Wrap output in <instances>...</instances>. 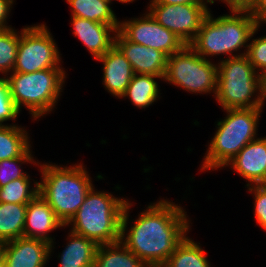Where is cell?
Returning <instances> with one entry per match:
<instances>
[{
  "label": "cell",
  "mask_w": 266,
  "mask_h": 267,
  "mask_svg": "<svg viewBox=\"0 0 266 267\" xmlns=\"http://www.w3.org/2000/svg\"><path fill=\"white\" fill-rule=\"evenodd\" d=\"M131 206L128 200L121 217L120 241L148 267H161L190 230L187 212L162 199L148 205L127 230Z\"/></svg>",
  "instance_id": "obj_1"
},
{
  "label": "cell",
  "mask_w": 266,
  "mask_h": 267,
  "mask_svg": "<svg viewBox=\"0 0 266 267\" xmlns=\"http://www.w3.org/2000/svg\"><path fill=\"white\" fill-rule=\"evenodd\" d=\"M231 15L224 14L217 18L209 12L203 20L195 39L189 46L207 60L209 56L228 54L230 57L246 55L238 52L247 48L249 40L259 29L249 10H230Z\"/></svg>",
  "instance_id": "obj_2"
},
{
  "label": "cell",
  "mask_w": 266,
  "mask_h": 267,
  "mask_svg": "<svg viewBox=\"0 0 266 267\" xmlns=\"http://www.w3.org/2000/svg\"><path fill=\"white\" fill-rule=\"evenodd\" d=\"M39 166L42 173L39 194L66 225L94 187L91 177L81 163L63 167L49 162Z\"/></svg>",
  "instance_id": "obj_3"
},
{
  "label": "cell",
  "mask_w": 266,
  "mask_h": 267,
  "mask_svg": "<svg viewBox=\"0 0 266 267\" xmlns=\"http://www.w3.org/2000/svg\"><path fill=\"white\" fill-rule=\"evenodd\" d=\"M95 187L87 193L76 214L65 225L72 232L100 244L120 241L121 217L128 199L118 198Z\"/></svg>",
  "instance_id": "obj_4"
},
{
  "label": "cell",
  "mask_w": 266,
  "mask_h": 267,
  "mask_svg": "<svg viewBox=\"0 0 266 267\" xmlns=\"http://www.w3.org/2000/svg\"><path fill=\"white\" fill-rule=\"evenodd\" d=\"M224 110L227 115L217 122V131L208 144L201 171L226 167L248 143L257 139L263 108Z\"/></svg>",
  "instance_id": "obj_5"
},
{
  "label": "cell",
  "mask_w": 266,
  "mask_h": 267,
  "mask_svg": "<svg viewBox=\"0 0 266 267\" xmlns=\"http://www.w3.org/2000/svg\"><path fill=\"white\" fill-rule=\"evenodd\" d=\"M214 96L223 109L263 108V77L245 55L228 57L218 62L217 93Z\"/></svg>",
  "instance_id": "obj_6"
},
{
  "label": "cell",
  "mask_w": 266,
  "mask_h": 267,
  "mask_svg": "<svg viewBox=\"0 0 266 267\" xmlns=\"http://www.w3.org/2000/svg\"><path fill=\"white\" fill-rule=\"evenodd\" d=\"M65 73L63 68H49L8 74L10 94L18 110L26 106L34 120L49 114L63 90Z\"/></svg>",
  "instance_id": "obj_7"
},
{
  "label": "cell",
  "mask_w": 266,
  "mask_h": 267,
  "mask_svg": "<svg viewBox=\"0 0 266 267\" xmlns=\"http://www.w3.org/2000/svg\"><path fill=\"white\" fill-rule=\"evenodd\" d=\"M164 80L182 90L217 93L218 65L199 56L189 45L167 57Z\"/></svg>",
  "instance_id": "obj_8"
},
{
  "label": "cell",
  "mask_w": 266,
  "mask_h": 267,
  "mask_svg": "<svg viewBox=\"0 0 266 267\" xmlns=\"http://www.w3.org/2000/svg\"><path fill=\"white\" fill-rule=\"evenodd\" d=\"M13 72L31 73L62 68L60 52L45 24L27 26L20 31Z\"/></svg>",
  "instance_id": "obj_9"
},
{
  "label": "cell",
  "mask_w": 266,
  "mask_h": 267,
  "mask_svg": "<svg viewBox=\"0 0 266 267\" xmlns=\"http://www.w3.org/2000/svg\"><path fill=\"white\" fill-rule=\"evenodd\" d=\"M148 12L163 27L189 45L196 37L210 9L206 4H149Z\"/></svg>",
  "instance_id": "obj_10"
},
{
  "label": "cell",
  "mask_w": 266,
  "mask_h": 267,
  "mask_svg": "<svg viewBox=\"0 0 266 267\" xmlns=\"http://www.w3.org/2000/svg\"><path fill=\"white\" fill-rule=\"evenodd\" d=\"M143 15L119 22L118 31L128 41L160 50L167 57L186 46L181 38L160 25L149 12Z\"/></svg>",
  "instance_id": "obj_11"
},
{
  "label": "cell",
  "mask_w": 266,
  "mask_h": 267,
  "mask_svg": "<svg viewBox=\"0 0 266 267\" xmlns=\"http://www.w3.org/2000/svg\"><path fill=\"white\" fill-rule=\"evenodd\" d=\"M114 45L130 62L134 74H151L164 80L167 56L160 50L128 41L119 31Z\"/></svg>",
  "instance_id": "obj_12"
},
{
  "label": "cell",
  "mask_w": 266,
  "mask_h": 267,
  "mask_svg": "<svg viewBox=\"0 0 266 267\" xmlns=\"http://www.w3.org/2000/svg\"><path fill=\"white\" fill-rule=\"evenodd\" d=\"M61 227H66L56 216L54 210L38 193L28 204L25 216L23 237L40 239L50 244V256L54 241L49 232Z\"/></svg>",
  "instance_id": "obj_13"
},
{
  "label": "cell",
  "mask_w": 266,
  "mask_h": 267,
  "mask_svg": "<svg viewBox=\"0 0 266 267\" xmlns=\"http://www.w3.org/2000/svg\"><path fill=\"white\" fill-rule=\"evenodd\" d=\"M49 256L48 242L27 237L7 241L3 251V261L7 267H44Z\"/></svg>",
  "instance_id": "obj_14"
},
{
  "label": "cell",
  "mask_w": 266,
  "mask_h": 267,
  "mask_svg": "<svg viewBox=\"0 0 266 267\" xmlns=\"http://www.w3.org/2000/svg\"><path fill=\"white\" fill-rule=\"evenodd\" d=\"M231 165L250 185H260L266 177V137L248 143L227 165Z\"/></svg>",
  "instance_id": "obj_15"
},
{
  "label": "cell",
  "mask_w": 266,
  "mask_h": 267,
  "mask_svg": "<svg viewBox=\"0 0 266 267\" xmlns=\"http://www.w3.org/2000/svg\"><path fill=\"white\" fill-rule=\"evenodd\" d=\"M95 60L103 63L105 89L118 99L121 98L134 75L130 62L115 45Z\"/></svg>",
  "instance_id": "obj_16"
},
{
  "label": "cell",
  "mask_w": 266,
  "mask_h": 267,
  "mask_svg": "<svg viewBox=\"0 0 266 267\" xmlns=\"http://www.w3.org/2000/svg\"><path fill=\"white\" fill-rule=\"evenodd\" d=\"M73 35L84 43L94 59L103 56L113 45L117 30L112 25L71 16ZM113 33L112 34L110 33Z\"/></svg>",
  "instance_id": "obj_17"
},
{
  "label": "cell",
  "mask_w": 266,
  "mask_h": 267,
  "mask_svg": "<svg viewBox=\"0 0 266 267\" xmlns=\"http://www.w3.org/2000/svg\"><path fill=\"white\" fill-rule=\"evenodd\" d=\"M67 239V245L58 256L59 267H93L98 244L72 231Z\"/></svg>",
  "instance_id": "obj_18"
},
{
  "label": "cell",
  "mask_w": 266,
  "mask_h": 267,
  "mask_svg": "<svg viewBox=\"0 0 266 267\" xmlns=\"http://www.w3.org/2000/svg\"><path fill=\"white\" fill-rule=\"evenodd\" d=\"M93 267H148L121 241L100 244L97 247Z\"/></svg>",
  "instance_id": "obj_19"
},
{
  "label": "cell",
  "mask_w": 266,
  "mask_h": 267,
  "mask_svg": "<svg viewBox=\"0 0 266 267\" xmlns=\"http://www.w3.org/2000/svg\"><path fill=\"white\" fill-rule=\"evenodd\" d=\"M71 7V16L112 25L117 31L119 22L109 3L102 0H66Z\"/></svg>",
  "instance_id": "obj_20"
},
{
  "label": "cell",
  "mask_w": 266,
  "mask_h": 267,
  "mask_svg": "<svg viewBox=\"0 0 266 267\" xmlns=\"http://www.w3.org/2000/svg\"><path fill=\"white\" fill-rule=\"evenodd\" d=\"M161 77L151 74H134L125 93L121 96L128 97L132 104L138 108H146L159 98V85L155 79Z\"/></svg>",
  "instance_id": "obj_21"
},
{
  "label": "cell",
  "mask_w": 266,
  "mask_h": 267,
  "mask_svg": "<svg viewBox=\"0 0 266 267\" xmlns=\"http://www.w3.org/2000/svg\"><path fill=\"white\" fill-rule=\"evenodd\" d=\"M27 204L0 202V240L23 237Z\"/></svg>",
  "instance_id": "obj_22"
},
{
  "label": "cell",
  "mask_w": 266,
  "mask_h": 267,
  "mask_svg": "<svg viewBox=\"0 0 266 267\" xmlns=\"http://www.w3.org/2000/svg\"><path fill=\"white\" fill-rule=\"evenodd\" d=\"M198 244L186 236L161 267H210L205 251Z\"/></svg>",
  "instance_id": "obj_23"
},
{
  "label": "cell",
  "mask_w": 266,
  "mask_h": 267,
  "mask_svg": "<svg viewBox=\"0 0 266 267\" xmlns=\"http://www.w3.org/2000/svg\"><path fill=\"white\" fill-rule=\"evenodd\" d=\"M27 132L15 124L0 126V161L20 157L31 146Z\"/></svg>",
  "instance_id": "obj_24"
},
{
  "label": "cell",
  "mask_w": 266,
  "mask_h": 267,
  "mask_svg": "<svg viewBox=\"0 0 266 267\" xmlns=\"http://www.w3.org/2000/svg\"><path fill=\"white\" fill-rule=\"evenodd\" d=\"M30 180L31 178L27 174L23 178H18L0 187V202L28 204L39 193V182L34 181L35 185L32 187Z\"/></svg>",
  "instance_id": "obj_25"
},
{
  "label": "cell",
  "mask_w": 266,
  "mask_h": 267,
  "mask_svg": "<svg viewBox=\"0 0 266 267\" xmlns=\"http://www.w3.org/2000/svg\"><path fill=\"white\" fill-rule=\"evenodd\" d=\"M19 33L13 28L0 31V73H12L17 56Z\"/></svg>",
  "instance_id": "obj_26"
},
{
  "label": "cell",
  "mask_w": 266,
  "mask_h": 267,
  "mask_svg": "<svg viewBox=\"0 0 266 267\" xmlns=\"http://www.w3.org/2000/svg\"><path fill=\"white\" fill-rule=\"evenodd\" d=\"M30 148L31 146L20 157L0 161V187L27 175L26 172L22 171L21 164L26 162L35 165L40 164L34 160Z\"/></svg>",
  "instance_id": "obj_27"
},
{
  "label": "cell",
  "mask_w": 266,
  "mask_h": 267,
  "mask_svg": "<svg viewBox=\"0 0 266 267\" xmlns=\"http://www.w3.org/2000/svg\"><path fill=\"white\" fill-rule=\"evenodd\" d=\"M244 52L257 73L262 77L266 76V36L253 38Z\"/></svg>",
  "instance_id": "obj_28"
},
{
  "label": "cell",
  "mask_w": 266,
  "mask_h": 267,
  "mask_svg": "<svg viewBox=\"0 0 266 267\" xmlns=\"http://www.w3.org/2000/svg\"><path fill=\"white\" fill-rule=\"evenodd\" d=\"M20 111L16 107L11 94L7 77L0 78V126L9 120L15 121Z\"/></svg>",
  "instance_id": "obj_29"
},
{
  "label": "cell",
  "mask_w": 266,
  "mask_h": 267,
  "mask_svg": "<svg viewBox=\"0 0 266 267\" xmlns=\"http://www.w3.org/2000/svg\"><path fill=\"white\" fill-rule=\"evenodd\" d=\"M249 192L254 194V216L257 223L266 230V186H247Z\"/></svg>",
  "instance_id": "obj_30"
},
{
  "label": "cell",
  "mask_w": 266,
  "mask_h": 267,
  "mask_svg": "<svg viewBox=\"0 0 266 267\" xmlns=\"http://www.w3.org/2000/svg\"><path fill=\"white\" fill-rule=\"evenodd\" d=\"M252 17L255 19L258 27L262 22L266 23V0H257L256 3L249 9Z\"/></svg>",
  "instance_id": "obj_31"
},
{
  "label": "cell",
  "mask_w": 266,
  "mask_h": 267,
  "mask_svg": "<svg viewBox=\"0 0 266 267\" xmlns=\"http://www.w3.org/2000/svg\"><path fill=\"white\" fill-rule=\"evenodd\" d=\"M14 0H0V31L12 28L8 26L7 20L9 17L10 8H12Z\"/></svg>",
  "instance_id": "obj_32"
},
{
  "label": "cell",
  "mask_w": 266,
  "mask_h": 267,
  "mask_svg": "<svg viewBox=\"0 0 266 267\" xmlns=\"http://www.w3.org/2000/svg\"><path fill=\"white\" fill-rule=\"evenodd\" d=\"M150 4H167V5H178V4H206L204 0H151Z\"/></svg>",
  "instance_id": "obj_33"
},
{
  "label": "cell",
  "mask_w": 266,
  "mask_h": 267,
  "mask_svg": "<svg viewBox=\"0 0 266 267\" xmlns=\"http://www.w3.org/2000/svg\"><path fill=\"white\" fill-rule=\"evenodd\" d=\"M216 0H204L207 4H213ZM225 2L227 6L230 8L229 10H239V0H221V2Z\"/></svg>",
  "instance_id": "obj_34"
},
{
  "label": "cell",
  "mask_w": 266,
  "mask_h": 267,
  "mask_svg": "<svg viewBox=\"0 0 266 267\" xmlns=\"http://www.w3.org/2000/svg\"><path fill=\"white\" fill-rule=\"evenodd\" d=\"M257 0H239V10H249Z\"/></svg>",
  "instance_id": "obj_35"
},
{
  "label": "cell",
  "mask_w": 266,
  "mask_h": 267,
  "mask_svg": "<svg viewBox=\"0 0 266 267\" xmlns=\"http://www.w3.org/2000/svg\"><path fill=\"white\" fill-rule=\"evenodd\" d=\"M5 241L0 240V262L3 261V251L5 246Z\"/></svg>",
  "instance_id": "obj_36"
},
{
  "label": "cell",
  "mask_w": 266,
  "mask_h": 267,
  "mask_svg": "<svg viewBox=\"0 0 266 267\" xmlns=\"http://www.w3.org/2000/svg\"><path fill=\"white\" fill-rule=\"evenodd\" d=\"M102 1H105V2H107V3H112V0H102ZM117 1H119V2H121V3H132L134 0H117Z\"/></svg>",
  "instance_id": "obj_37"
},
{
  "label": "cell",
  "mask_w": 266,
  "mask_h": 267,
  "mask_svg": "<svg viewBox=\"0 0 266 267\" xmlns=\"http://www.w3.org/2000/svg\"><path fill=\"white\" fill-rule=\"evenodd\" d=\"M263 84H264V99H266V76L263 77Z\"/></svg>",
  "instance_id": "obj_38"
},
{
  "label": "cell",
  "mask_w": 266,
  "mask_h": 267,
  "mask_svg": "<svg viewBox=\"0 0 266 267\" xmlns=\"http://www.w3.org/2000/svg\"><path fill=\"white\" fill-rule=\"evenodd\" d=\"M0 267H7L6 263L4 261L0 262Z\"/></svg>",
  "instance_id": "obj_39"
},
{
  "label": "cell",
  "mask_w": 266,
  "mask_h": 267,
  "mask_svg": "<svg viewBox=\"0 0 266 267\" xmlns=\"http://www.w3.org/2000/svg\"><path fill=\"white\" fill-rule=\"evenodd\" d=\"M260 185L266 186V177H265V180Z\"/></svg>",
  "instance_id": "obj_40"
}]
</instances>
